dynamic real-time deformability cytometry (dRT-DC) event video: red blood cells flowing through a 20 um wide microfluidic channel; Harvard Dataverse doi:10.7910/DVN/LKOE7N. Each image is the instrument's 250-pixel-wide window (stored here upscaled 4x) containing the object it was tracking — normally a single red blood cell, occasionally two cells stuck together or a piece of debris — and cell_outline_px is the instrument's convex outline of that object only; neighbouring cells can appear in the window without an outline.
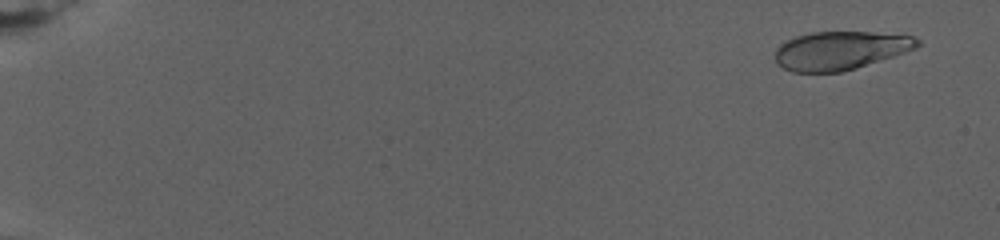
{"species": "human", "species_latin": "Homo sapiens", "temperature_condition": "warm", "stored_images_in_passage": 15, "camera_frame_rate_fps": 3000, "um_per_image_px": 0.085, "donor": {"sex": "female"}, "frame": {"image": 1, "passage_image": 2, "time_ms": 1.0, "image_size_px": [1000, 240], "cell_outline_px": [[920, 44], [916, 48], [856, 68], [840, 72], [792, 72], [776, 64], [776, 48], [780, 44], [796, 36], [812, 32], [872, 32], [912, 36], [920, 40]], "centroid_in_image_um": [71.4, 4.29], "position_along_channel_um": 13.6, "area_um2": 31.62}}
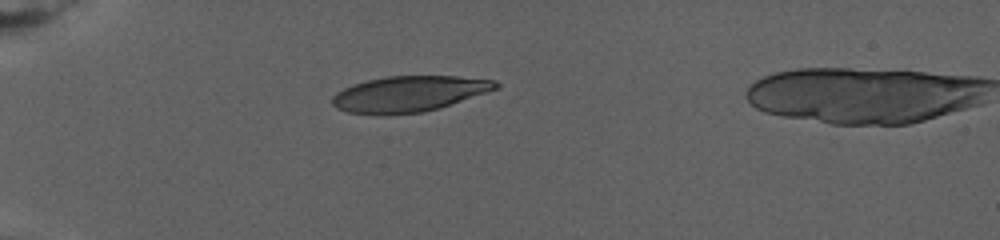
{"frame": {"image": 2, "passage_image": 10, "time_ms": 8.0, "image_size_px": [1000, 240], "cell_outline_px": [[500, 88], [440, 108], [424, 112], [348, 112], [336, 108], [332, 104], [332, 96], [336, 92], [352, 84], [368, 80], [388, 76], [460, 76], [496, 80], [500, 84]], "centroid_in_image_um": [34.85, 7.94], "position_along_channel_um": 50.2, "area_um2": 33.47}}
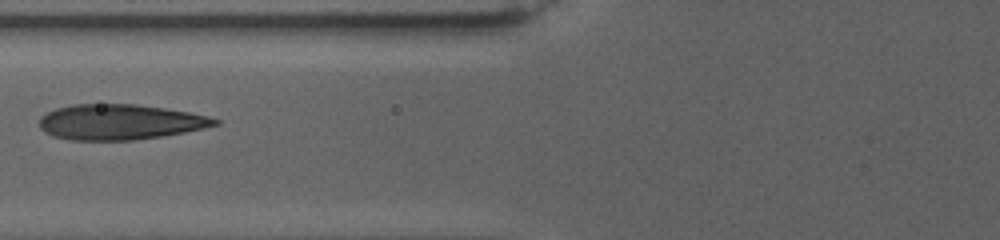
{"frame": {"image": 3, "passage_image": 14, "time_ms": 11.667, "image_size_px": [1000, 240], "cell_outline_px": [[220, 124], [184, 132], [160, 136], [132, 140], [72, 140], [52, 136], [44, 132], [40, 128], [40, 116], [56, 108], [72, 104], [136, 104], [164, 108], [188, 112], [220, 120]], "centroid_in_image_um": [10.14, 10.37], "position_along_channel_um": 115.7, "area_um2": 35.95}}